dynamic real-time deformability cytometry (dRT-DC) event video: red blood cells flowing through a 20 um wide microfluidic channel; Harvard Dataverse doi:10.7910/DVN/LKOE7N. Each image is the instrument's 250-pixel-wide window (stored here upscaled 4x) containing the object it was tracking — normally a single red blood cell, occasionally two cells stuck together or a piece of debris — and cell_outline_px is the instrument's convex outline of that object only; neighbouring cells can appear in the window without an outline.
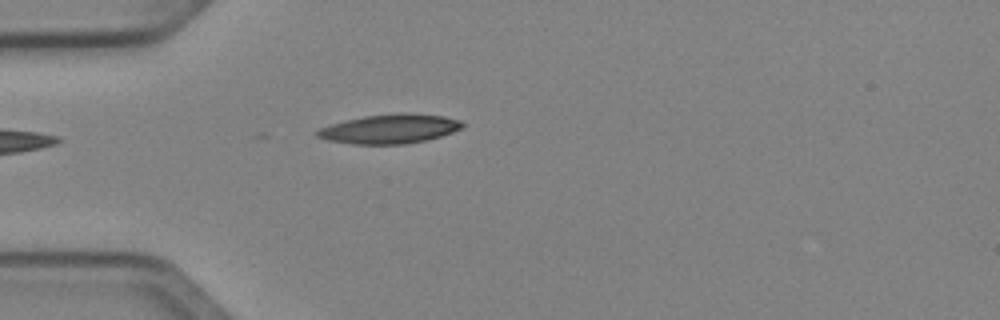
{"species": "Egyptian fruit bat (a non-hibernating species)", "species_latin": "Rousettus aegyptiacus", "temperature_condition": "cold", "stored_images_in_passage": 37, "camera_frame_rate_fps": 3000, "um_per_image_px": 0.085, "animal": {"sex": "female"}, "frame": {"image": 1, "passage_image": 1, "time_ms": 0.0, "image_size_px": [1000, 320], "cell_outline_px": [[464, 128], [440, 136], [424, 140], [404, 144], [352, 144], [328, 140], [316, 136], [312, 132], [328, 124], [344, 120], [364, 116], [400, 112], [408, 112], [444, 116], [460, 120], [464, 124]], "centroid_in_image_um": [33.09, 10.94], "position_along_channel_um": 51.9, "area_um2": 25.03}}
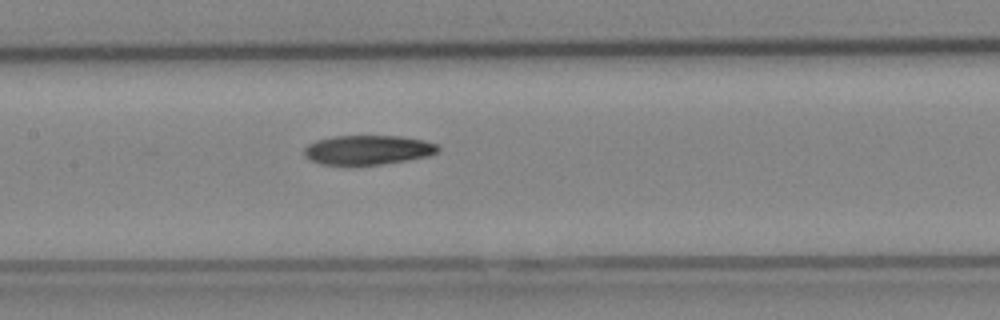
{"frame": {"image": 2, "passage_image": 11, "time_ms": 3.333, "image_size_px": [1000, 320], "cell_outline_px": [[440, 148], [436, 152], [428, 156], [408, 160], [380, 164], [320, 164], [304, 156], [304, 148], [308, 144], [316, 140], [332, 136], [400, 136], [420, 140], [436, 144]], "centroid_in_image_um": [31.23, 12.73], "position_along_channel_um": 176.2, "area_um2": 22.66}}
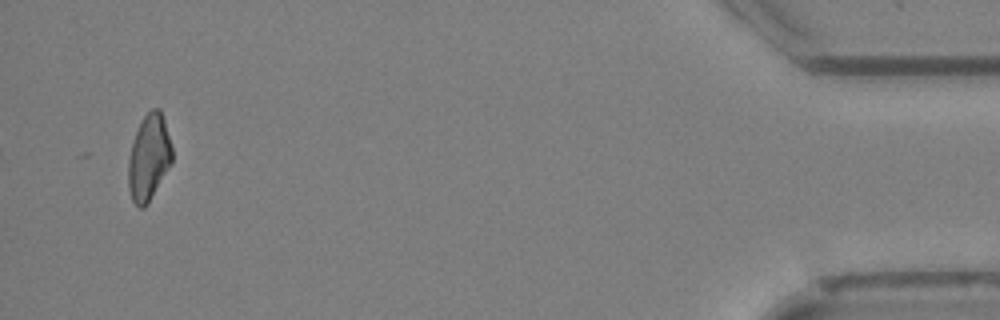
{"frame": {"image": 3, "passage_image": 35, "time_ms": 11.333, "image_size_px": [1000, 320], "cell_outline_px": [[172, 164], [148, 204], [144, 208], [140, 208], [132, 200], [128, 188], [128, 160], [132, 144], [136, 132], [144, 116], [152, 108], [160, 108], [164, 120], [172, 148]], "centroid_in_image_um": [12.66, 13.43], "position_along_channel_um": 422.5, "area_um2": 21.96}}